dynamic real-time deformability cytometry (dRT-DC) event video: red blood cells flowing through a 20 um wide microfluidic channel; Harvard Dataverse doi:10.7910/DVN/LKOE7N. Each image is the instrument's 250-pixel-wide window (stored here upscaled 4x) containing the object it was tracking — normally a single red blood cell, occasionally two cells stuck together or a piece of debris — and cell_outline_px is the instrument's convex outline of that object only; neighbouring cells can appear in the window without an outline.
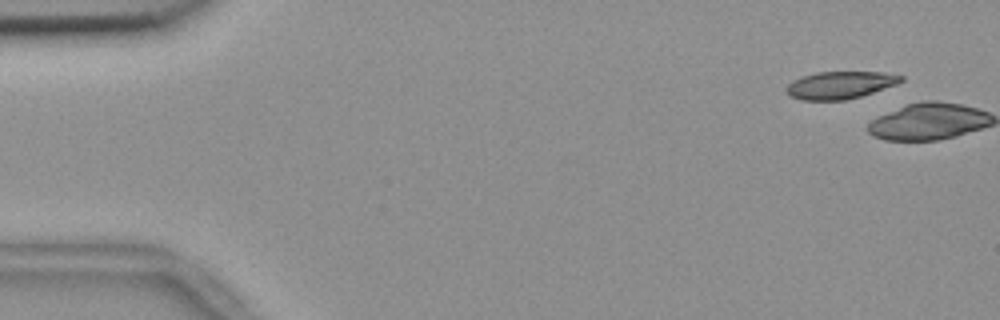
{"species": "common noctule bat (a hibernating species)", "species_latin": "Nyctalus noctula", "temperature_condition": "room temperature", "stored_images_in_passage": 5, "camera_frame_rate_fps": 3000, "um_per_image_px": 0.085, "animal": {"sex": "female", "body_mass_g": 18.4}, "frame": {"image": 1, "passage_image": 4, "time_ms": 1.0, "image_size_px": [1000, 320], "cell_outline_px": [[904, 80], [896, 84], [860, 96], [844, 100], [800, 100], [792, 96], [784, 88], [792, 80], [800, 76], [816, 72], [884, 72], [904, 76]], "centroid_in_image_um": [71.38, 7.22], "position_along_channel_um": 13.6, "area_um2": 18.26}}